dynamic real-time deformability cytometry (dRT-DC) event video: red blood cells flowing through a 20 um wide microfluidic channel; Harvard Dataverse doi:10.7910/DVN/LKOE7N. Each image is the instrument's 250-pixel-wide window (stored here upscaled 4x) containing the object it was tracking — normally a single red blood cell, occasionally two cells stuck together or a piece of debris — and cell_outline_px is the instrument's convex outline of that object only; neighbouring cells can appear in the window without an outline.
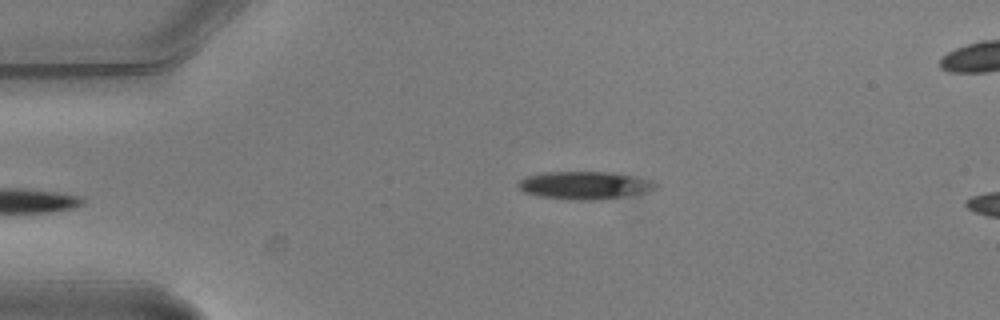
{"species": "common noctule bat (a hibernating species)", "species_latin": "Nyctalus noctula", "temperature_condition": "warm", "stored_images_in_passage": 4, "camera_frame_rate_fps": 3000, "um_per_image_px": 0.085, "animal": {"sex": "male", "body_mass_g": 20.5, "forearm_length_mm": 52.5}, "frame": {"image": 1, "passage_image": 4, "time_ms": 1.0, "image_size_px": [1000, 320], "cell_outline_px": [[660, 188], [652, 192], [600, 200], [576, 200], [540, 196], [524, 192], [516, 188], [516, 184], [524, 176], [540, 172], [612, 172], [636, 176], [652, 180], [660, 184]], "centroid_in_image_um": [49.76, 15.75], "position_along_channel_um": 35.2, "area_um2": 22.95}}